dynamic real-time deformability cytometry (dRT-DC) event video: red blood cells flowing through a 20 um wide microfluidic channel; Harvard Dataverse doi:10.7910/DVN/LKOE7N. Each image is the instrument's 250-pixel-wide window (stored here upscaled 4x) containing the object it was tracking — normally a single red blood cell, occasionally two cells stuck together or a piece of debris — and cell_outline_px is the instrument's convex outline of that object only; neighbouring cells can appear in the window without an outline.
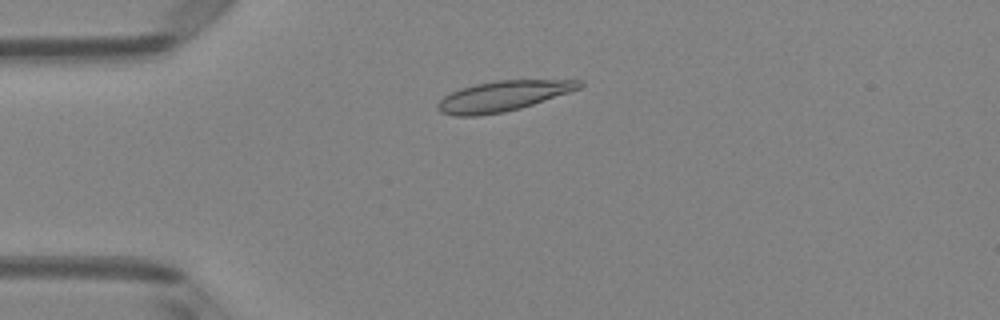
{"species": "Egyptian fruit bat (a non-hibernating species)", "species_latin": "Rousettus aegyptiacus", "temperature_condition": "room temperature", "stored_images_in_passage": 49, "camera_frame_rate_fps": 3000, "um_per_image_px": 0.085, "animal": {"sex": "female"}, "frame": {"image": 1, "passage_image": 11, "time_ms": 3.333, "image_size_px": [1000, 320], "cell_outline_px": [[584, 84], [580, 88], [520, 108], [504, 112], [476, 116], [456, 116], [440, 112], [436, 108], [436, 104], [444, 96], [460, 88], [476, 84], [496, 80], [584, 80]], "centroid_in_image_um": [42.71, 8.16], "position_along_channel_um": 42.3, "area_um2": 24.8}}
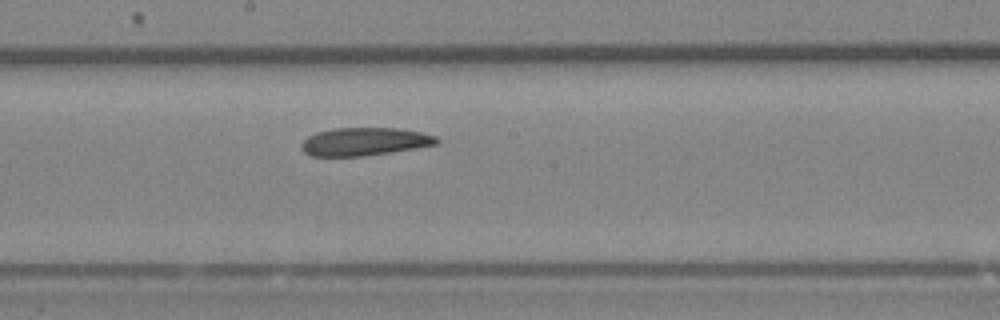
{"frame": {"image": 2, "passage_image": 26, "time_ms": 8.333, "image_size_px": [1000, 320], "cell_outline_px": [[440, 140], [436, 144], [416, 148], [364, 156], [312, 156], [304, 152], [300, 148], [300, 144], [308, 136], [316, 132], [332, 128], [396, 128], [420, 132], [436, 136]], "centroid_in_image_um": [30.95, 12.03], "position_along_channel_um": 217.3, "area_um2": 22.08}}
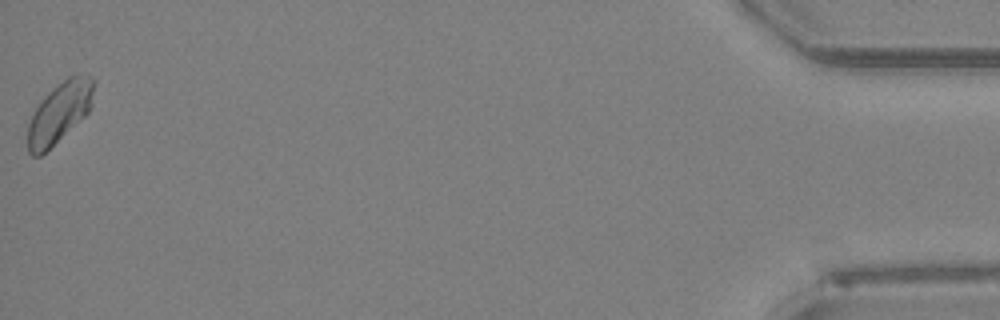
{"frame": {"image": 3, "passage_image": 49, "time_ms": 16.0, "image_size_px": [1000, 320], "cell_outline_px": [[96, 80], [88, 112], [84, 116], [40, 156], [32, 156], [28, 152], [28, 124], [40, 100], [48, 92], [68, 76], [84, 72], [92, 76]], "centroid_in_image_um": [5.07, 9.5], "position_along_channel_um": 430.1, "area_um2": 23.06}}